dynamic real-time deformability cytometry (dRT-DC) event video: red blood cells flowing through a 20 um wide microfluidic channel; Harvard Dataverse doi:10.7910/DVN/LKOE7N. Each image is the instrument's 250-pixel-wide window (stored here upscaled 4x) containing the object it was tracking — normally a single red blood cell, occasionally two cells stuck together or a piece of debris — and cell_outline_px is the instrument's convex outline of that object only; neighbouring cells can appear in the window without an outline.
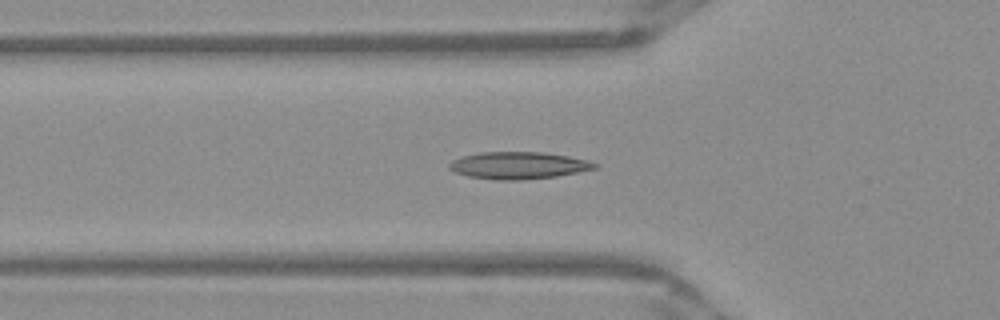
{"species": "Egyptian fruit bat (a non-hibernating species)", "species_latin": "Rousettus aegyptiacus", "temperature_condition": "warm", "stored_images_in_passage": 52, "segment_of_instrument_passage": [1, 2], "camera_frame_rate_fps": 3000, "um_per_image_px": 0.085, "frame": {"image": 1, "passage_image": 17, "time_ms": 5.333, "image_size_px": [1000, 320], "cell_outline_px": [[600, 168], [556, 176], [524, 180], [496, 180], [468, 176], [456, 172], [448, 168], [448, 164], [452, 160], [460, 156], [480, 152], [544, 152], [568, 156], [588, 160], [600, 164]], "centroid_in_image_um": [44.09, 14.06], "position_along_channel_um": 81.7, "area_um2": 23.24}}
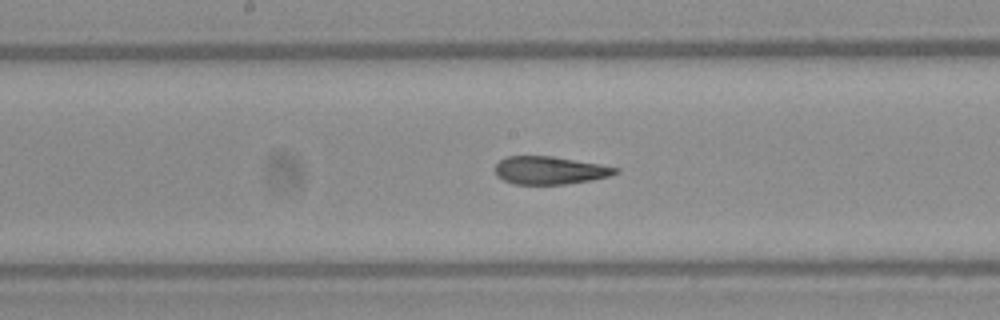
{"frame": {"image": 2, "passage_image": 26, "time_ms": 8.333, "image_size_px": [1000, 320], "cell_outline_px": [[620, 172], [608, 176], [592, 180], [564, 184], [516, 184], [504, 180], [496, 176], [492, 168], [500, 160], [508, 156], [552, 156], [600, 164], [620, 168]], "centroid_in_image_um": [46.71, 14.47], "position_along_channel_um": 201.5, "area_um2": 19.65}}
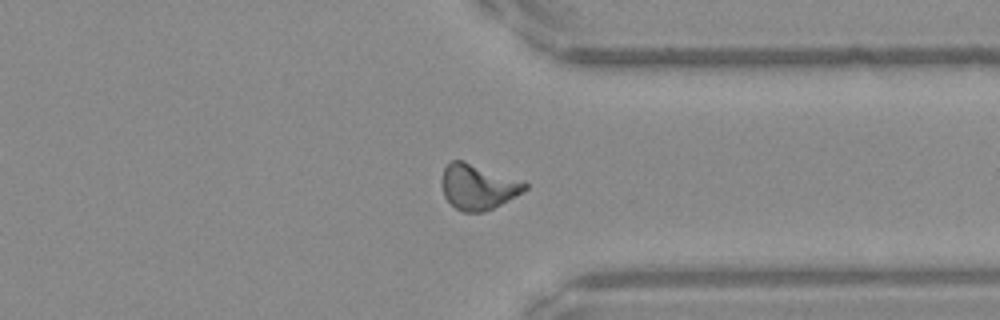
{"frame": {"image": 3, "passage_image": 39, "time_ms": 12.667, "image_size_px": [1000, 320], "cell_outline_px": [[528, 188], [508, 200], [484, 212], [464, 212], [456, 208], [444, 196], [440, 180], [444, 168], [452, 160], [464, 160], [524, 180], [528, 184]], "centroid_in_image_um": [40.63, 15.85], "position_along_channel_um": 370.8, "area_um2": 22.14}}